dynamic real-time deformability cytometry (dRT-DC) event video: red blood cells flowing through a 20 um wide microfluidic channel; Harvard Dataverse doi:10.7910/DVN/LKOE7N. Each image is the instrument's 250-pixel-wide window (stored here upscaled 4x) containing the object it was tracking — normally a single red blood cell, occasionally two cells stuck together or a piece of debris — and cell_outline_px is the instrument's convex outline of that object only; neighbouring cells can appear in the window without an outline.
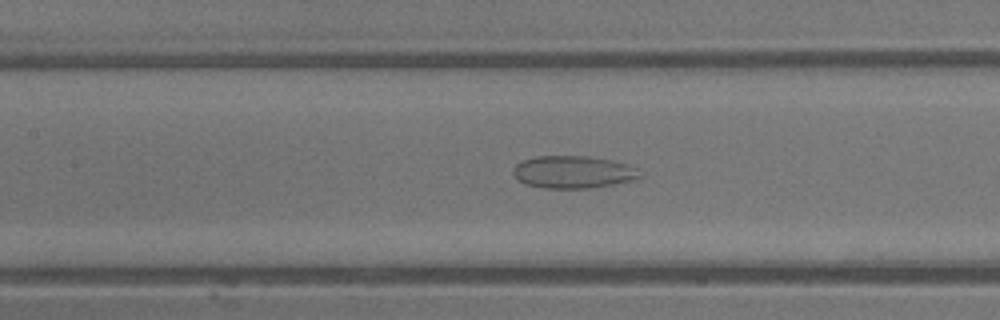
{"species": "common noctule bat (a hibernating species)", "species_latin": "Nyctalus noctula", "temperature_condition": "warm", "stored_images_in_passage": 15, "camera_frame_rate_fps": 3000, "um_per_image_px": 0.085, "animal": {"sex": "male", "body_mass_g": 13.3}, "frame": {"image": 1, "passage_image": 12, "time_ms": 3.667, "image_size_px": [1000, 320], "cell_outline_px": [[640, 176], [632, 180], [612, 184], [588, 188], [544, 188], [524, 184], [512, 172], [512, 168], [516, 164], [524, 160], [536, 156], [588, 156], [628, 164], [640, 168]], "centroid_in_image_um": [48.71, 14.62], "position_along_channel_um": 158.7, "area_um2": 23.81}}